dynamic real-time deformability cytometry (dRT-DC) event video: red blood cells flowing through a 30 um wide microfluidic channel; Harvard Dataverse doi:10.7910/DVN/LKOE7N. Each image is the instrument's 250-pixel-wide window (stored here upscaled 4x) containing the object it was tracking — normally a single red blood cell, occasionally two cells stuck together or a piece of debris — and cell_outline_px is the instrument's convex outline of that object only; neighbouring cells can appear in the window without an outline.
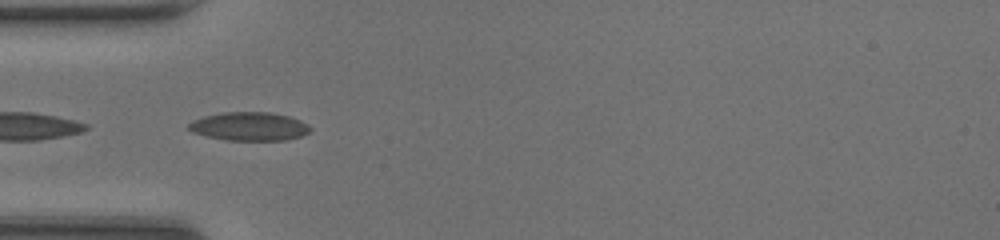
{"species": "common noctule bat (a hibernating species)", "species_latin": "Nyctalus noctula", "temperature_condition": "room temperature", "stored_images_in_passage": 18, "camera_frame_rate_fps": 3000, "um_per_image_px": 0.085, "animal": {"sex": "female", "body_mass_g": 20.0, "forearm_length_mm": 54.0}, "frame": {"image": 1, "passage_image": 1, "time_ms": 0.0, "image_size_px": [1000, 240], "cell_outline_px": [[312, 128], [308, 132], [300, 136], [284, 140], [224, 140], [192, 132], [188, 128], [188, 124], [192, 120], [204, 116], [224, 112], [268, 112], [288, 116], [300, 120], [308, 124]], "centroid_in_image_um": [21.18, 10.74], "position_along_channel_um": 63.8, "area_um2": 20.11}}
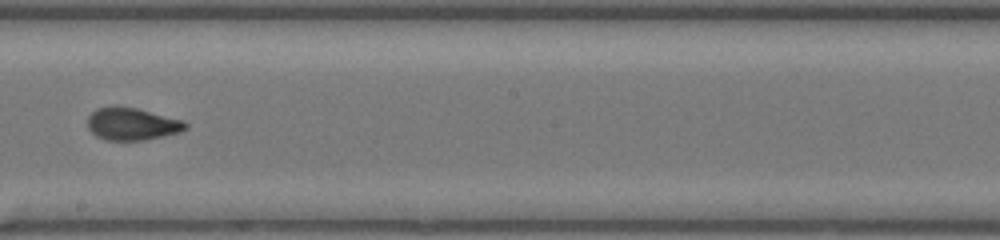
{"frame": {"image": 2, "passage_image": 13, "time_ms": 4.0, "image_size_px": [1000, 240], "cell_outline_px": [[188, 128], [180, 132], [144, 140], [108, 140], [96, 136], [88, 128], [88, 116], [96, 108], [116, 104], [136, 108], [184, 120], [188, 124]], "centroid_in_image_um": [11.22, 10.51], "position_along_channel_um": 237.0, "area_um2": 18.73}}